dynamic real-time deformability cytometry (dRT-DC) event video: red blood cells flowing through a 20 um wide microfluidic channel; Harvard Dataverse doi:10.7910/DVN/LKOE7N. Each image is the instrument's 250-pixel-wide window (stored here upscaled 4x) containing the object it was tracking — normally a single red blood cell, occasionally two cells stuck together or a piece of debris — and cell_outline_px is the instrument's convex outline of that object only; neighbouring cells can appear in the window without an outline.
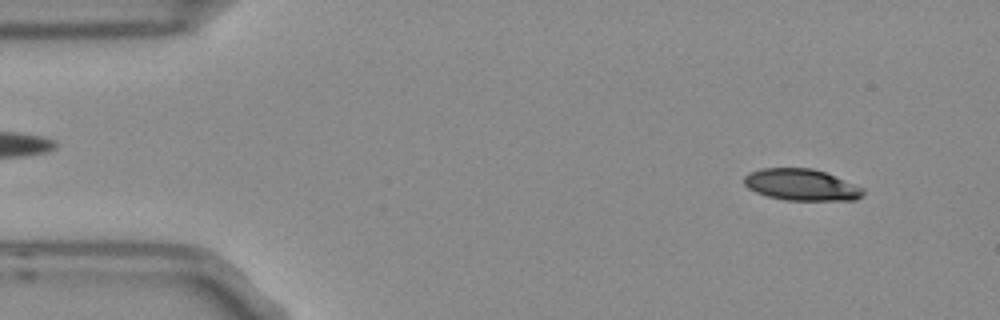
{"species": "Egyptian fruit bat (a non-hibernating species)", "species_latin": "Rousettus aegyptiacus", "temperature_condition": "room temperature", "stored_images_in_passage": 3, "segment_of_instrument_passage": [2, 2], "camera_frame_rate_fps": 3000, "um_per_image_px": 0.085, "frame": {"image": 1, "passage_image": 3, "time_ms": 0.667, "image_size_px": [1000, 320], "cell_outline_px": [[864, 196], [856, 200], [784, 200], [768, 196], [756, 192], [748, 188], [744, 184], [744, 176], [748, 172], [760, 168], [812, 168], [824, 172], [864, 188]], "centroid_in_image_um": [68.1, 15.71], "position_along_channel_um": 16.9, "area_um2": 21.91}}